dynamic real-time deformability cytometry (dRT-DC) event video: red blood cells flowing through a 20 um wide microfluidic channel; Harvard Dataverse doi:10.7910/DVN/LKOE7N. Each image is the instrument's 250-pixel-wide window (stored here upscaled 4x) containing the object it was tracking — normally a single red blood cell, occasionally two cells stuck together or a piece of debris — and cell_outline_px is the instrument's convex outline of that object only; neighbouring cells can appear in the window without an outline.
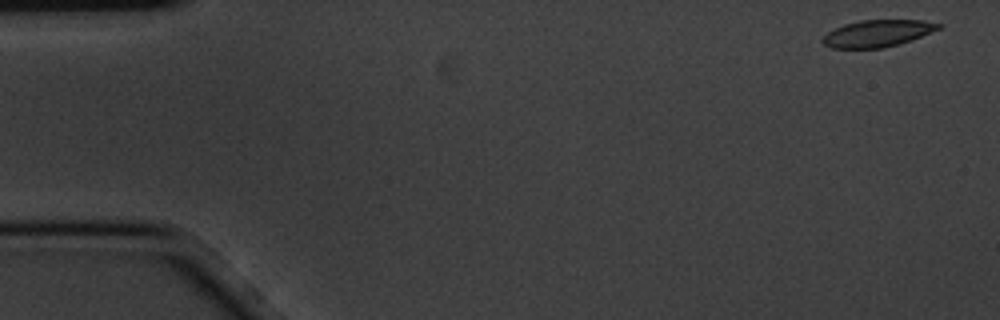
{"species": "common noctule bat (a hibernating species)", "species_latin": "Nyctalus noctula", "temperature_condition": "cold", "stored_images_in_passage": 5, "camera_frame_rate_fps": 3000, "um_per_image_px": 0.085, "animal": {"sex": "male", "body_mass_g": 20.1, "forearm_length_mm": 53.5}, "frame": {"image": 1, "passage_image": 1, "time_ms": 0.0, "image_size_px": [1000, 320], "cell_outline_px": [[944, 24], [940, 28], [920, 36], [884, 48], [832, 48], [824, 44], [820, 40], [828, 32], [844, 24], [860, 20], [924, 20]], "centroid_in_image_um": [74.56, 2.83], "position_along_channel_um": 10.4, "area_um2": 17.92}}
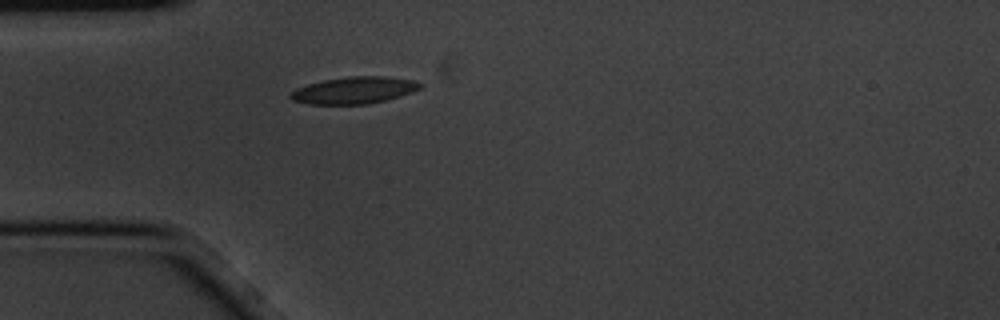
{"frame": {"image": 2, "passage_image": 5, "time_ms": 1.333, "image_size_px": [1000, 320], "cell_outline_px": [[424, 84], [420, 88], [412, 92], [400, 96], [368, 104], [308, 104], [292, 100], [288, 96], [296, 88], [308, 84], [324, 80], [348, 76], [388, 76], [412, 80]], "centroid_in_image_um": [30.1, 7.67], "position_along_channel_um": 54.9, "area_um2": 20.29}}